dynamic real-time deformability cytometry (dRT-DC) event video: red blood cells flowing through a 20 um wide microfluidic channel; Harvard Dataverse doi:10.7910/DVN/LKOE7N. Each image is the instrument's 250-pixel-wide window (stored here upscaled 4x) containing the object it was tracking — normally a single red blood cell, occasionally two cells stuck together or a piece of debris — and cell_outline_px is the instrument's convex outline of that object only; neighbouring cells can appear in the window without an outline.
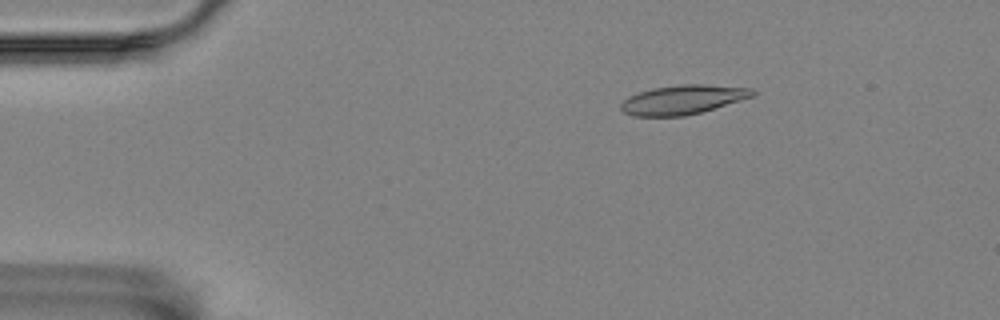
{"species": "Egyptian fruit bat (a non-hibernating species)", "species_latin": "Rousettus aegyptiacus", "temperature_condition": "room temperature", "stored_images_in_passage": 41, "camera_frame_rate_fps": 3000, "um_per_image_px": 0.085, "animal": {"sex": "female"}, "frame": {"image": 1, "passage_image": 9, "time_ms": 2.667, "image_size_px": [1000, 320], "cell_outline_px": [[756, 92], [752, 96], [740, 100], [700, 112], [684, 116], [632, 116], [624, 112], [620, 108], [620, 104], [628, 96], [652, 88], [680, 84], [700, 84], [752, 88]], "centroid_in_image_um": [57.99, 8.47], "position_along_channel_um": 27.0, "area_um2": 22.2}}
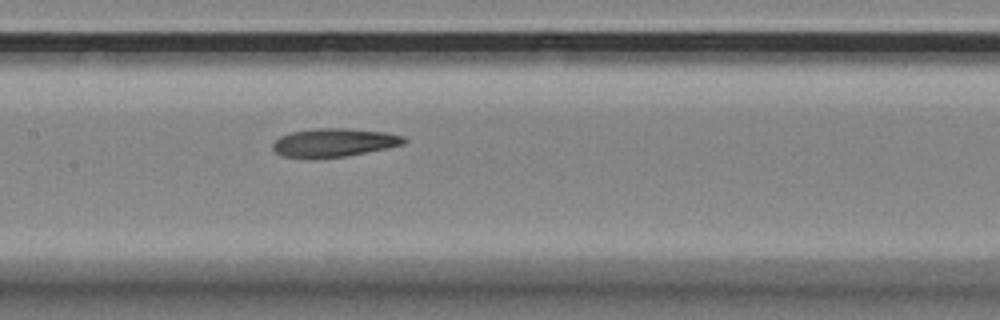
{"frame": {"image": 2, "passage_image": 27, "time_ms": 8.667, "image_size_px": [1000, 320], "cell_outline_px": [[408, 140], [404, 144], [388, 148], [344, 156], [316, 160], [312, 160], [284, 156], [276, 152], [272, 148], [272, 144], [280, 136], [292, 132], [316, 128], [348, 128], [388, 132], [404, 136]], "centroid_in_image_um": [28.4, 12.13], "position_along_channel_um": 179.0, "area_um2": 22.2}}
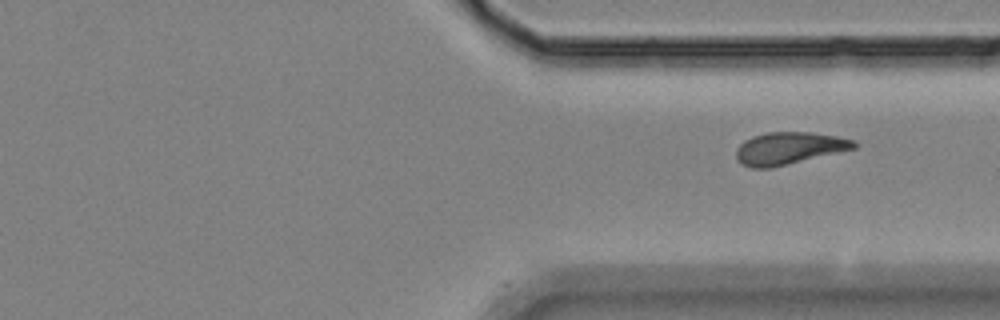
{"frame": {"image": 3, "passage_image": 41, "time_ms": 13.333, "image_size_px": [1000, 320], "cell_outline_px": [[856, 148], [772, 168], [752, 168], [740, 164], [736, 160], [736, 148], [744, 140], [752, 136], [768, 132], [812, 132], [840, 136], [852, 140], [856, 144]], "centroid_in_image_um": [67.02, 12.6], "position_along_channel_um": 344.4, "area_um2": 22.31}}